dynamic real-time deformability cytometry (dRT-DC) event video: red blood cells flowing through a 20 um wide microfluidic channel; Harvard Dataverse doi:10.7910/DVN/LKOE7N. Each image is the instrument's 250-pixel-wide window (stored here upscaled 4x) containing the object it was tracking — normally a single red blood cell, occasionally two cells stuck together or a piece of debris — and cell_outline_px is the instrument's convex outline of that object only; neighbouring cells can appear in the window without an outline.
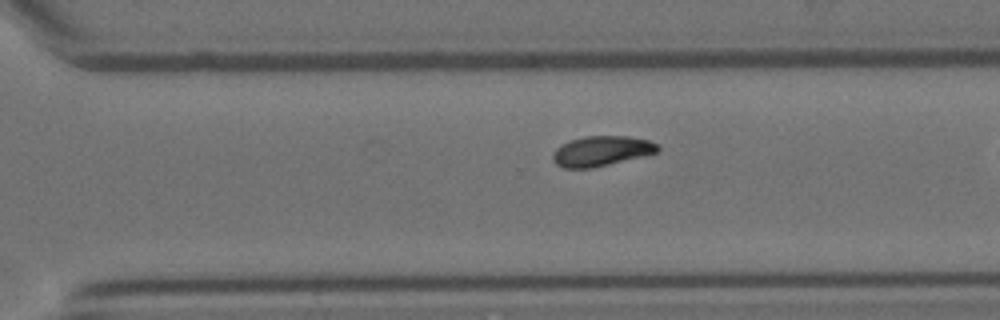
{"species": "Egyptian fruit bat (a non-hibernating species)", "species_latin": "Rousettus aegyptiacus", "temperature_condition": "room temperature", "stored_images_in_passage": 9, "segment_of_instrument_passage": [2, 2], "camera_frame_rate_fps": 3000, "um_per_image_px": 0.085, "animal": {"sex": "female"}, "frame": {"image": 1, "passage_image": 9, "time_ms": 10.0, "image_size_px": [1000, 320], "cell_outline_px": [[660, 152], [592, 168], [564, 168], [556, 164], [552, 160], [552, 152], [560, 144], [584, 136], [628, 136], [648, 140], [660, 144]], "centroid_in_image_um": [51.13, 12.83], "position_along_channel_um": 319.5, "area_um2": 18.55}}